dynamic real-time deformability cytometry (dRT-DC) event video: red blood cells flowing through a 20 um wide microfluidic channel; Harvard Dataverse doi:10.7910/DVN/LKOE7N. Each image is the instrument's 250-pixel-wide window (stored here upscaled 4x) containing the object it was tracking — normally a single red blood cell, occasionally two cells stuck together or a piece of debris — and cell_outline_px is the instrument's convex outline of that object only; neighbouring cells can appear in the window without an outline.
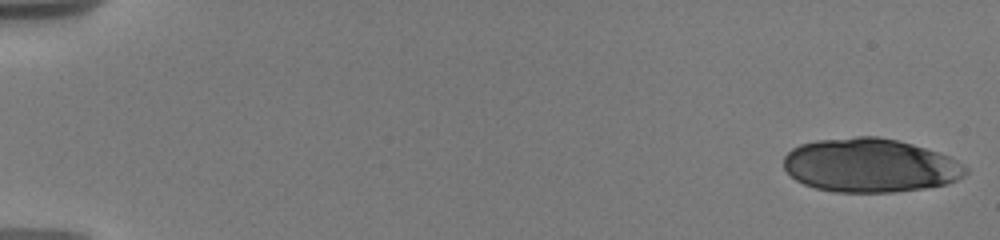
{"species": "human", "species_latin": "Homo sapiens", "temperature_condition": "warm", "stored_images_in_passage": 18, "camera_frame_rate_fps": 3000, "um_per_image_px": 0.085, "donor": {"sex": "male"}, "frame": {"image": 1, "passage_image": 1, "time_ms": 0.0, "image_size_px": [1000, 240], "cell_outline_px": [[968, 172], [964, 176], [948, 184], [924, 188], [892, 192], [832, 192], [816, 188], [804, 184], [796, 180], [784, 168], [784, 156], [792, 148], [800, 144], [816, 140], [856, 136], [876, 136], [896, 140], [912, 144], [948, 156], [956, 160], [968, 168]], "centroid_in_image_um": [73.94, 14.06], "position_along_channel_um": 11.1, "area_um2": 57.05}}
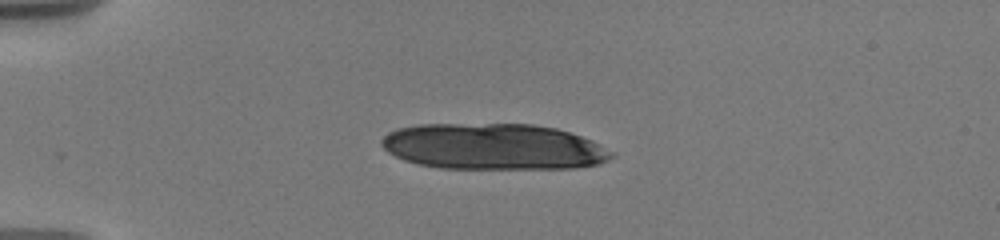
{"frame": {"image": 2, "passage_image": 10, "time_ms": 4.333, "image_size_px": [1000, 240], "cell_outline_px": [[616, 156], [600, 164], [576, 168], [440, 168], [420, 164], [404, 160], [388, 152], [380, 144], [380, 140], [388, 132], [396, 128], [416, 124], [532, 124], [556, 128], [592, 140], [616, 152]], "centroid_in_image_um": [41.96, 12.46], "position_along_channel_um": 43.0, "area_um2": 62.14}}